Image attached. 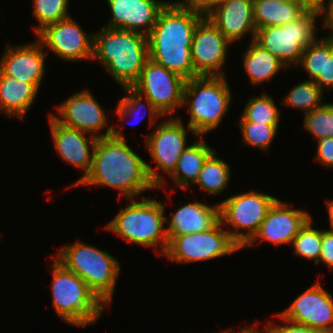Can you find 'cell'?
<instances>
[{
  "label": "cell",
  "instance_id": "obj_1",
  "mask_svg": "<svg viewBox=\"0 0 333 333\" xmlns=\"http://www.w3.org/2000/svg\"><path fill=\"white\" fill-rule=\"evenodd\" d=\"M146 161L127 144L123 131L112 125L111 136L97 138L90 172L77 186H104L119 190L130 199L157 187Z\"/></svg>",
  "mask_w": 333,
  "mask_h": 333
},
{
  "label": "cell",
  "instance_id": "obj_2",
  "mask_svg": "<svg viewBox=\"0 0 333 333\" xmlns=\"http://www.w3.org/2000/svg\"><path fill=\"white\" fill-rule=\"evenodd\" d=\"M204 17L168 0L147 35L149 59L186 80L198 77L192 62L191 45L195 28Z\"/></svg>",
  "mask_w": 333,
  "mask_h": 333
},
{
  "label": "cell",
  "instance_id": "obj_3",
  "mask_svg": "<svg viewBox=\"0 0 333 333\" xmlns=\"http://www.w3.org/2000/svg\"><path fill=\"white\" fill-rule=\"evenodd\" d=\"M93 34V59L99 60L121 87H131L149 59L145 34L102 27Z\"/></svg>",
  "mask_w": 333,
  "mask_h": 333
},
{
  "label": "cell",
  "instance_id": "obj_4",
  "mask_svg": "<svg viewBox=\"0 0 333 333\" xmlns=\"http://www.w3.org/2000/svg\"><path fill=\"white\" fill-rule=\"evenodd\" d=\"M130 200L105 228L129 243L155 248L164 255L169 242L164 204L144 195L142 201Z\"/></svg>",
  "mask_w": 333,
  "mask_h": 333
},
{
  "label": "cell",
  "instance_id": "obj_5",
  "mask_svg": "<svg viewBox=\"0 0 333 333\" xmlns=\"http://www.w3.org/2000/svg\"><path fill=\"white\" fill-rule=\"evenodd\" d=\"M230 91L225 76H198L186 80L182 107L188 108L187 125L195 138L218 128L229 110Z\"/></svg>",
  "mask_w": 333,
  "mask_h": 333
},
{
  "label": "cell",
  "instance_id": "obj_6",
  "mask_svg": "<svg viewBox=\"0 0 333 333\" xmlns=\"http://www.w3.org/2000/svg\"><path fill=\"white\" fill-rule=\"evenodd\" d=\"M52 306L68 324L85 327L96 323L105 304L77 274L66 269L53 257Z\"/></svg>",
  "mask_w": 333,
  "mask_h": 333
},
{
  "label": "cell",
  "instance_id": "obj_7",
  "mask_svg": "<svg viewBox=\"0 0 333 333\" xmlns=\"http://www.w3.org/2000/svg\"><path fill=\"white\" fill-rule=\"evenodd\" d=\"M54 258L83 279L105 306L111 305L120 271V263L114 256L77 240L61 247Z\"/></svg>",
  "mask_w": 333,
  "mask_h": 333
},
{
  "label": "cell",
  "instance_id": "obj_8",
  "mask_svg": "<svg viewBox=\"0 0 333 333\" xmlns=\"http://www.w3.org/2000/svg\"><path fill=\"white\" fill-rule=\"evenodd\" d=\"M321 14L306 11L296 21L283 26H268L257 29L255 40L286 67L300 62L303 50L316 38V18Z\"/></svg>",
  "mask_w": 333,
  "mask_h": 333
},
{
  "label": "cell",
  "instance_id": "obj_9",
  "mask_svg": "<svg viewBox=\"0 0 333 333\" xmlns=\"http://www.w3.org/2000/svg\"><path fill=\"white\" fill-rule=\"evenodd\" d=\"M276 197L251 190L234 194L219 203V219L222 225H229L234 231L228 233L232 239L243 247L257 233L261 223ZM246 229L247 232H240Z\"/></svg>",
  "mask_w": 333,
  "mask_h": 333
},
{
  "label": "cell",
  "instance_id": "obj_10",
  "mask_svg": "<svg viewBox=\"0 0 333 333\" xmlns=\"http://www.w3.org/2000/svg\"><path fill=\"white\" fill-rule=\"evenodd\" d=\"M241 249L219 220L205 232L172 236L164 257L180 264H189L220 258Z\"/></svg>",
  "mask_w": 333,
  "mask_h": 333
},
{
  "label": "cell",
  "instance_id": "obj_11",
  "mask_svg": "<svg viewBox=\"0 0 333 333\" xmlns=\"http://www.w3.org/2000/svg\"><path fill=\"white\" fill-rule=\"evenodd\" d=\"M173 117L159 122L155 130L145 138L146 147L157 164L155 168L146 163L149 177L157 188L165 185L164 177L158 174L159 170L168 176L174 171L179 156L187 147V131L193 132L188 125L185 127L179 117Z\"/></svg>",
  "mask_w": 333,
  "mask_h": 333
},
{
  "label": "cell",
  "instance_id": "obj_12",
  "mask_svg": "<svg viewBox=\"0 0 333 333\" xmlns=\"http://www.w3.org/2000/svg\"><path fill=\"white\" fill-rule=\"evenodd\" d=\"M185 82L179 74L148 59L131 88L149 99L163 116H170L183 105Z\"/></svg>",
  "mask_w": 333,
  "mask_h": 333
},
{
  "label": "cell",
  "instance_id": "obj_13",
  "mask_svg": "<svg viewBox=\"0 0 333 333\" xmlns=\"http://www.w3.org/2000/svg\"><path fill=\"white\" fill-rule=\"evenodd\" d=\"M36 35L58 58L69 62L93 60V34L84 32L71 16L45 26Z\"/></svg>",
  "mask_w": 333,
  "mask_h": 333
},
{
  "label": "cell",
  "instance_id": "obj_14",
  "mask_svg": "<svg viewBox=\"0 0 333 333\" xmlns=\"http://www.w3.org/2000/svg\"><path fill=\"white\" fill-rule=\"evenodd\" d=\"M56 109L59 116L54 113L49 114L63 126L81 130L96 138L111 136L112 125L107 127L108 117L104 109L88 90L73 94L57 105ZM106 127V132L102 133L101 130Z\"/></svg>",
  "mask_w": 333,
  "mask_h": 333
},
{
  "label": "cell",
  "instance_id": "obj_15",
  "mask_svg": "<svg viewBox=\"0 0 333 333\" xmlns=\"http://www.w3.org/2000/svg\"><path fill=\"white\" fill-rule=\"evenodd\" d=\"M232 44L220 30L206 18L195 28L191 45L194 71L198 76H225L228 45Z\"/></svg>",
  "mask_w": 333,
  "mask_h": 333
},
{
  "label": "cell",
  "instance_id": "obj_16",
  "mask_svg": "<svg viewBox=\"0 0 333 333\" xmlns=\"http://www.w3.org/2000/svg\"><path fill=\"white\" fill-rule=\"evenodd\" d=\"M278 314L294 323L333 333V297L318 281Z\"/></svg>",
  "mask_w": 333,
  "mask_h": 333
},
{
  "label": "cell",
  "instance_id": "obj_17",
  "mask_svg": "<svg viewBox=\"0 0 333 333\" xmlns=\"http://www.w3.org/2000/svg\"><path fill=\"white\" fill-rule=\"evenodd\" d=\"M289 206L287 202L284 203L277 198L269 208L257 233L243 248L257 243L258 238L269 241L275 247L292 244L295 236L312 216L304 210Z\"/></svg>",
  "mask_w": 333,
  "mask_h": 333
},
{
  "label": "cell",
  "instance_id": "obj_18",
  "mask_svg": "<svg viewBox=\"0 0 333 333\" xmlns=\"http://www.w3.org/2000/svg\"><path fill=\"white\" fill-rule=\"evenodd\" d=\"M49 126L55 150L60 158L84 171L79 180L70 185L74 187L90 172L97 138L90 134L86 137L88 133L63 126L51 115H49Z\"/></svg>",
  "mask_w": 333,
  "mask_h": 333
},
{
  "label": "cell",
  "instance_id": "obj_19",
  "mask_svg": "<svg viewBox=\"0 0 333 333\" xmlns=\"http://www.w3.org/2000/svg\"><path fill=\"white\" fill-rule=\"evenodd\" d=\"M106 1L111 10V17L104 27L136 31L146 36L154 27L160 10L168 2L162 0Z\"/></svg>",
  "mask_w": 333,
  "mask_h": 333
},
{
  "label": "cell",
  "instance_id": "obj_20",
  "mask_svg": "<svg viewBox=\"0 0 333 333\" xmlns=\"http://www.w3.org/2000/svg\"><path fill=\"white\" fill-rule=\"evenodd\" d=\"M41 43L36 40L20 46H7L0 60V72L20 81L35 83L41 86L45 74V52ZM45 52V53H44Z\"/></svg>",
  "mask_w": 333,
  "mask_h": 333
},
{
  "label": "cell",
  "instance_id": "obj_21",
  "mask_svg": "<svg viewBox=\"0 0 333 333\" xmlns=\"http://www.w3.org/2000/svg\"><path fill=\"white\" fill-rule=\"evenodd\" d=\"M206 18L231 42L240 40L251 33L256 36L254 24L253 0H224L214 8Z\"/></svg>",
  "mask_w": 333,
  "mask_h": 333
},
{
  "label": "cell",
  "instance_id": "obj_22",
  "mask_svg": "<svg viewBox=\"0 0 333 333\" xmlns=\"http://www.w3.org/2000/svg\"><path fill=\"white\" fill-rule=\"evenodd\" d=\"M169 217V218H168ZM166 217L167 237L205 232L219 219V204L209 206L201 202H190L180 207L172 216Z\"/></svg>",
  "mask_w": 333,
  "mask_h": 333
},
{
  "label": "cell",
  "instance_id": "obj_23",
  "mask_svg": "<svg viewBox=\"0 0 333 333\" xmlns=\"http://www.w3.org/2000/svg\"><path fill=\"white\" fill-rule=\"evenodd\" d=\"M40 87L35 83L17 80L0 72V112L23 119Z\"/></svg>",
  "mask_w": 333,
  "mask_h": 333
},
{
  "label": "cell",
  "instance_id": "obj_24",
  "mask_svg": "<svg viewBox=\"0 0 333 333\" xmlns=\"http://www.w3.org/2000/svg\"><path fill=\"white\" fill-rule=\"evenodd\" d=\"M198 141L188 145L179 156L174 171L169 175L174 182L183 189H188L194 184L207 157L215 150L206 144L203 136L197 137Z\"/></svg>",
  "mask_w": 333,
  "mask_h": 333
},
{
  "label": "cell",
  "instance_id": "obj_25",
  "mask_svg": "<svg viewBox=\"0 0 333 333\" xmlns=\"http://www.w3.org/2000/svg\"><path fill=\"white\" fill-rule=\"evenodd\" d=\"M242 55L244 70L254 86L271 81L278 71L287 68L278 57L272 55L255 39L251 40L249 47Z\"/></svg>",
  "mask_w": 333,
  "mask_h": 333
},
{
  "label": "cell",
  "instance_id": "obj_26",
  "mask_svg": "<svg viewBox=\"0 0 333 333\" xmlns=\"http://www.w3.org/2000/svg\"><path fill=\"white\" fill-rule=\"evenodd\" d=\"M254 24L256 29L268 26H283L296 21L306 10L297 2L253 0Z\"/></svg>",
  "mask_w": 333,
  "mask_h": 333
},
{
  "label": "cell",
  "instance_id": "obj_27",
  "mask_svg": "<svg viewBox=\"0 0 333 333\" xmlns=\"http://www.w3.org/2000/svg\"><path fill=\"white\" fill-rule=\"evenodd\" d=\"M216 153L214 150L207 157L194 183L213 196L222 193L228 187L231 176L230 166L217 157Z\"/></svg>",
  "mask_w": 333,
  "mask_h": 333
},
{
  "label": "cell",
  "instance_id": "obj_28",
  "mask_svg": "<svg viewBox=\"0 0 333 333\" xmlns=\"http://www.w3.org/2000/svg\"><path fill=\"white\" fill-rule=\"evenodd\" d=\"M323 91L314 82V80H305L294 86L283 100V105H289L299 110H303L304 114L320 108L322 103Z\"/></svg>",
  "mask_w": 333,
  "mask_h": 333
},
{
  "label": "cell",
  "instance_id": "obj_29",
  "mask_svg": "<svg viewBox=\"0 0 333 333\" xmlns=\"http://www.w3.org/2000/svg\"><path fill=\"white\" fill-rule=\"evenodd\" d=\"M246 104L240 122H254L265 125H278L280 110L269 94H261L250 98Z\"/></svg>",
  "mask_w": 333,
  "mask_h": 333
},
{
  "label": "cell",
  "instance_id": "obj_30",
  "mask_svg": "<svg viewBox=\"0 0 333 333\" xmlns=\"http://www.w3.org/2000/svg\"><path fill=\"white\" fill-rule=\"evenodd\" d=\"M312 217L301 228L292 242L294 254L313 260L318 265L319 256L321 253L322 230L312 227Z\"/></svg>",
  "mask_w": 333,
  "mask_h": 333
},
{
  "label": "cell",
  "instance_id": "obj_31",
  "mask_svg": "<svg viewBox=\"0 0 333 333\" xmlns=\"http://www.w3.org/2000/svg\"><path fill=\"white\" fill-rule=\"evenodd\" d=\"M126 95L119 100L117 109H116V114L119 117V120L123 123V119L129 117L136 118L138 115V112L141 110L140 108H147L149 112V117H150V125H152L153 121L155 122L156 119L160 118L163 116L157 109L156 107L152 104V102L138 94L135 90H133L131 87H123ZM144 101V103H143ZM146 101V103H145ZM129 115V116H128ZM138 117V116H137ZM145 117L142 116V118L139 119L140 121ZM138 124V122H137Z\"/></svg>",
  "mask_w": 333,
  "mask_h": 333
},
{
  "label": "cell",
  "instance_id": "obj_32",
  "mask_svg": "<svg viewBox=\"0 0 333 333\" xmlns=\"http://www.w3.org/2000/svg\"><path fill=\"white\" fill-rule=\"evenodd\" d=\"M33 16L38 21L33 27L37 34L45 26L70 17L68 12L69 0H33Z\"/></svg>",
  "mask_w": 333,
  "mask_h": 333
},
{
  "label": "cell",
  "instance_id": "obj_33",
  "mask_svg": "<svg viewBox=\"0 0 333 333\" xmlns=\"http://www.w3.org/2000/svg\"><path fill=\"white\" fill-rule=\"evenodd\" d=\"M304 115V128L314 139L333 137V103L326 102L320 108Z\"/></svg>",
  "mask_w": 333,
  "mask_h": 333
},
{
  "label": "cell",
  "instance_id": "obj_34",
  "mask_svg": "<svg viewBox=\"0 0 333 333\" xmlns=\"http://www.w3.org/2000/svg\"><path fill=\"white\" fill-rule=\"evenodd\" d=\"M278 127V125L239 122L243 143L262 150L269 149Z\"/></svg>",
  "mask_w": 333,
  "mask_h": 333
},
{
  "label": "cell",
  "instance_id": "obj_35",
  "mask_svg": "<svg viewBox=\"0 0 333 333\" xmlns=\"http://www.w3.org/2000/svg\"><path fill=\"white\" fill-rule=\"evenodd\" d=\"M323 64V39H316L310 43L304 50L298 63L315 80L322 71Z\"/></svg>",
  "mask_w": 333,
  "mask_h": 333
},
{
  "label": "cell",
  "instance_id": "obj_36",
  "mask_svg": "<svg viewBox=\"0 0 333 333\" xmlns=\"http://www.w3.org/2000/svg\"><path fill=\"white\" fill-rule=\"evenodd\" d=\"M314 82L323 89H333V43L323 37L322 71Z\"/></svg>",
  "mask_w": 333,
  "mask_h": 333
},
{
  "label": "cell",
  "instance_id": "obj_37",
  "mask_svg": "<svg viewBox=\"0 0 333 333\" xmlns=\"http://www.w3.org/2000/svg\"><path fill=\"white\" fill-rule=\"evenodd\" d=\"M276 316L281 319L283 322L282 325H275L274 323H268V325L265 326L264 332L265 333H323L317 329L311 328L307 325L303 324H297L292 321H289L283 317H281L279 314H276ZM285 322V323H284Z\"/></svg>",
  "mask_w": 333,
  "mask_h": 333
},
{
  "label": "cell",
  "instance_id": "obj_38",
  "mask_svg": "<svg viewBox=\"0 0 333 333\" xmlns=\"http://www.w3.org/2000/svg\"><path fill=\"white\" fill-rule=\"evenodd\" d=\"M317 142L315 160L321 162L326 168H333V137H324Z\"/></svg>",
  "mask_w": 333,
  "mask_h": 333
},
{
  "label": "cell",
  "instance_id": "obj_39",
  "mask_svg": "<svg viewBox=\"0 0 333 333\" xmlns=\"http://www.w3.org/2000/svg\"><path fill=\"white\" fill-rule=\"evenodd\" d=\"M321 261L333 272V228L322 230L321 253L318 265Z\"/></svg>",
  "mask_w": 333,
  "mask_h": 333
},
{
  "label": "cell",
  "instance_id": "obj_40",
  "mask_svg": "<svg viewBox=\"0 0 333 333\" xmlns=\"http://www.w3.org/2000/svg\"><path fill=\"white\" fill-rule=\"evenodd\" d=\"M224 0H177L176 2L206 16Z\"/></svg>",
  "mask_w": 333,
  "mask_h": 333
},
{
  "label": "cell",
  "instance_id": "obj_41",
  "mask_svg": "<svg viewBox=\"0 0 333 333\" xmlns=\"http://www.w3.org/2000/svg\"><path fill=\"white\" fill-rule=\"evenodd\" d=\"M306 11H314L318 14H322V12L325 10V0H296ZM327 5L332 0H326Z\"/></svg>",
  "mask_w": 333,
  "mask_h": 333
},
{
  "label": "cell",
  "instance_id": "obj_42",
  "mask_svg": "<svg viewBox=\"0 0 333 333\" xmlns=\"http://www.w3.org/2000/svg\"><path fill=\"white\" fill-rule=\"evenodd\" d=\"M323 13L325 15L323 16V26L324 28L331 30L330 34L324 38L333 43V0L326 5V8L321 15H323Z\"/></svg>",
  "mask_w": 333,
  "mask_h": 333
},
{
  "label": "cell",
  "instance_id": "obj_43",
  "mask_svg": "<svg viewBox=\"0 0 333 333\" xmlns=\"http://www.w3.org/2000/svg\"><path fill=\"white\" fill-rule=\"evenodd\" d=\"M327 209H328V215H329V221H330V228H333V199L327 200Z\"/></svg>",
  "mask_w": 333,
  "mask_h": 333
},
{
  "label": "cell",
  "instance_id": "obj_44",
  "mask_svg": "<svg viewBox=\"0 0 333 333\" xmlns=\"http://www.w3.org/2000/svg\"><path fill=\"white\" fill-rule=\"evenodd\" d=\"M271 1H277V2H289V1H296V0H271Z\"/></svg>",
  "mask_w": 333,
  "mask_h": 333
}]
</instances>
